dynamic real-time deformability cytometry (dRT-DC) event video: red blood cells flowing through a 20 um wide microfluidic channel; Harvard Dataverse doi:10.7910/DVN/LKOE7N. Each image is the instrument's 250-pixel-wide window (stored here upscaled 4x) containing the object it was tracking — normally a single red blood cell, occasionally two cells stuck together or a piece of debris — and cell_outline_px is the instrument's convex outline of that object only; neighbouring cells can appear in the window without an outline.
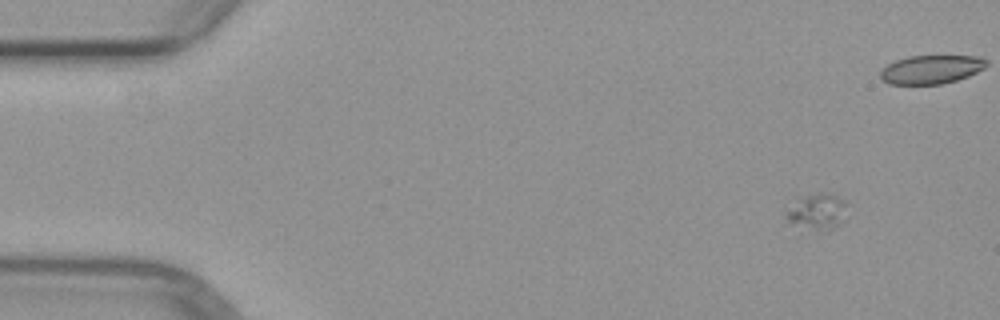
{"species": "common noctule bat (a hibernating species)", "species_latin": "Nyctalus noctula", "temperature_condition": "warm", "stored_images_in_passage": 4, "segment_of_instrument_passage": [1, 2], "camera_frame_rate_fps": 3000, "um_per_image_px": 0.085, "animal": {"sex": "female", "body_mass_g": 29.2, "forearm_length_mm": 56.3}, "frame": {"image": 1, "passage_image": 1, "time_ms": 0.0, "image_size_px": [1000, 320], "cell_outline_px": [[848, 200], [844, 220], [832, 228], [816, 228], [788, 224], [788, 212], [800, 196], [816, 192], [824, 192]], "centroid_in_image_um": [69.53, 17.92], "position_along_channel_um": 15.5, "area_um2": 12.37}}